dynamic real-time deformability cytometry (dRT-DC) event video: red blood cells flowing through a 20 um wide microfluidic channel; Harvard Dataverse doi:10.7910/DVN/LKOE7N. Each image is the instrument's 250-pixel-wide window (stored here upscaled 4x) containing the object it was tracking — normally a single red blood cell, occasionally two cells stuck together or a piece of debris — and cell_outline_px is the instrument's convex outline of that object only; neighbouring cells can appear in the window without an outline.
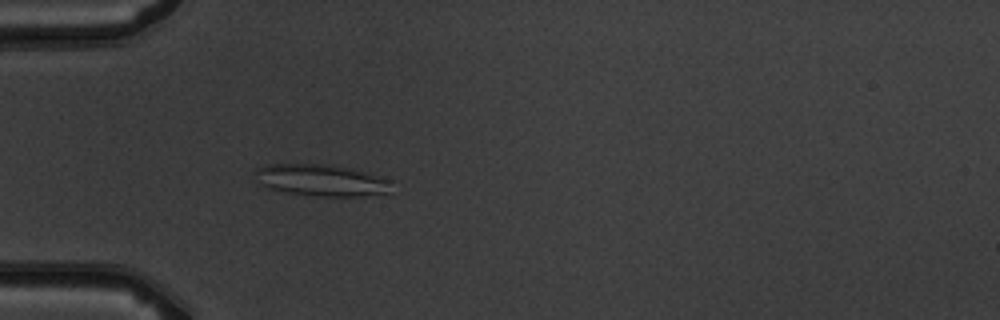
{"species": "common noctule bat (a hibernating species)", "species_latin": "Nyctalus noctula", "temperature_condition": "warm", "stored_images_in_passage": 4, "camera_frame_rate_fps": 3000, "um_per_image_px": 0.085, "animal": {"sex": "male", "body_mass_g": 19.5, "forearm_length_mm": 54.6}, "frame": {"image": 1, "passage_image": 4, "time_ms": 3.667, "image_size_px": [1000, 320], "cell_outline_px": [[392, 180], [388, 192], [360, 196], [320, 196], [284, 192], [268, 188], [260, 184], [256, 172], [256, 168], [268, 164], [324, 164], [352, 168]], "centroid_in_image_um": [27.3, 15.31], "position_along_channel_um": 57.7, "area_um2": 24.97}}